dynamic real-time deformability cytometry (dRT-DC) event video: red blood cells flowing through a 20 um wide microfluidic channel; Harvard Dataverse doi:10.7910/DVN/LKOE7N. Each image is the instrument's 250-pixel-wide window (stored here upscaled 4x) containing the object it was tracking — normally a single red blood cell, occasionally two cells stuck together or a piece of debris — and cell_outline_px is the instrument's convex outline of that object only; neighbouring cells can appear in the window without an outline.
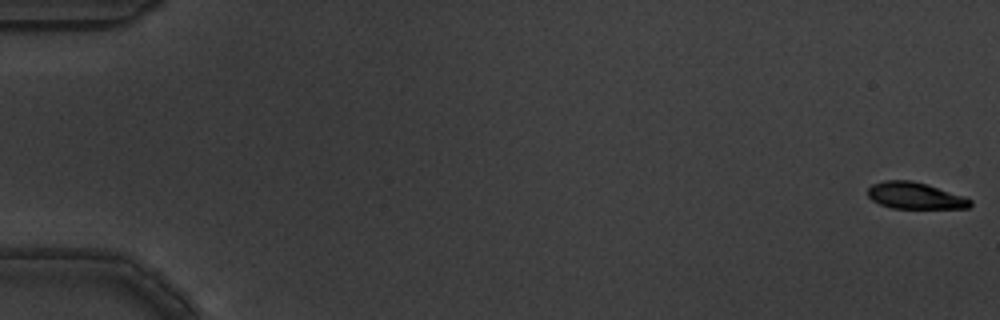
{"species": "common noctule bat (a hibernating species)", "species_latin": "Nyctalus noctula", "temperature_condition": "warm", "stored_images_in_passage": 5, "camera_frame_rate_fps": 3000, "um_per_image_px": 0.085, "animal": {"sex": "male", "body_mass_g": 19.5, "forearm_length_mm": 54.6}, "frame": {"image": 1, "passage_image": 1, "time_ms": 0.0, "image_size_px": [1000, 320], "cell_outline_px": [[972, 204], [968, 208], [892, 208], [880, 204], [872, 200], [868, 196], [868, 188], [872, 184], [884, 180], [912, 180], [964, 196], [972, 200]], "centroid_in_image_um": [77.77, 16.63], "position_along_channel_um": 7.2, "area_um2": 15.78}}
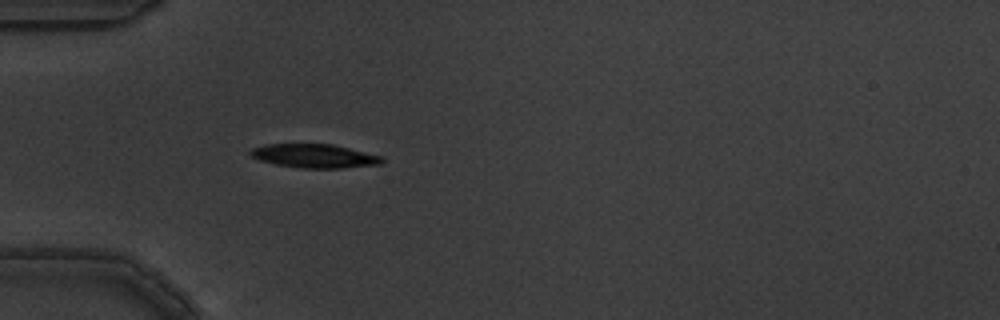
{"frame": {"image": 2, "passage_image": 5, "time_ms": 1.333, "image_size_px": [1000, 320], "cell_outline_px": [[384, 160], [380, 164], [340, 168], [300, 168], [276, 164], [260, 160], [252, 156], [248, 152], [252, 148], [264, 144], [332, 144], [384, 156]], "centroid_in_image_um": [26.74, 13.25], "position_along_channel_um": 58.3, "area_um2": 18.21}}